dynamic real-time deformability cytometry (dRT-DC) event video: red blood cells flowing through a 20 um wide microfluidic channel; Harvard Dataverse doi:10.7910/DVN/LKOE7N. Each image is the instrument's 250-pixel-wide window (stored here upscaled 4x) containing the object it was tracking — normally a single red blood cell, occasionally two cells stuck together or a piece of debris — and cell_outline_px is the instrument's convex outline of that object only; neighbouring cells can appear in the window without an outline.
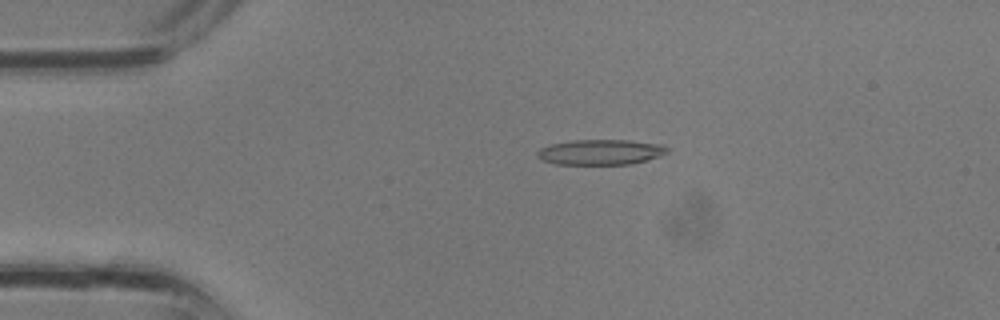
{"species": "common noctule bat (a hibernating species)", "species_latin": "Nyctalus noctula", "temperature_condition": "room temperature", "stored_images_in_passage": 34, "camera_frame_rate_fps": 3000, "um_per_image_px": 0.085, "animal": {"sex": "male", "body_mass_g": 13.3}, "frame": {"image": 1, "passage_image": 7, "time_ms": 2.0, "image_size_px": [1000, 320], "cell_outline_px": [[668, 152], [660, 156], [648, 160], [632, 164], [556, 164], [540, 160], [536, 156], [536, 152], [540, 148], [552, 144], [572, 140], [628, 140], [664, 144], [668, 148]], "centroid_in_image_um": [51.06, 12.93], "position_along_channel_um": 33.9, "area_um2": 19.36}}
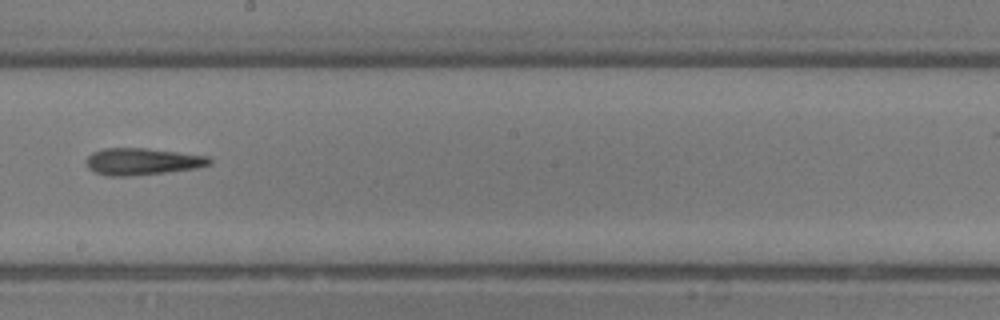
{"frame": {"image": 2, "passage_image": 19, "time_ms": 6.0, "image_size_px": [1000, 320], "cell_outline_px": [[212, 164], [196, 168], [164, 172], [128, 176], [108, 176], [92, 172], [88, 168], [88, 156], [92, 152], [104, 148], [144, 148], [208, 156], [212, 160]], "centroid_in_image_um": [12.08, 13.73], "position_along_channel_um": 236.1, "area_um2": 19.13}}
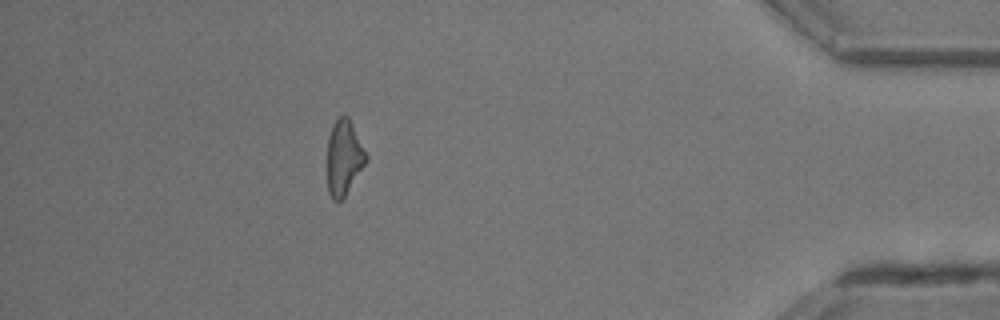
{"frame": {"image": 3, "passage_image": 30, "time_ms": 9.667, "image_size_px": [1000, 320], "cell_outline_px": [[368, 160], [344, 196], [336, 204], [332, 200], [328, 192], [328, 136], [332, 124], [340, 116], [348, 116], [368, 156]], "centroid_in_image_um": [29.23, 13.41], "position_along_channel_um": 406.0, "area_um2": 16.88}}